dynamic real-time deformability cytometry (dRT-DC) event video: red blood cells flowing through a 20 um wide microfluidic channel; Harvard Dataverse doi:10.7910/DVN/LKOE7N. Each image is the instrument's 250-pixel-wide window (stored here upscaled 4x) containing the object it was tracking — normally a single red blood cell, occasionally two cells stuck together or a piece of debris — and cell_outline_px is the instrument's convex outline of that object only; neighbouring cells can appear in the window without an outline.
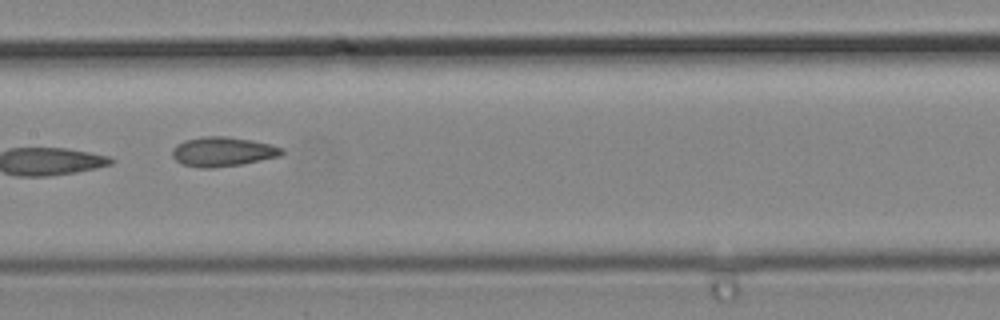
{"species": "common noctule bat (a hibernating species)", "species_latin": "Nyctalus noctula", "temperature_condition": "cold", "stored_images_in_passage": 7, "camera_frame_rate_fps": 3000, "um_per_image_px": 0.085, "animal": {"sex": "male", "body_mass_g": 19.2, "forearm_length_mm": 51.8}, "frame": {"image": 1, "passage_image": 6, "time_ms": 1.667, "image_size_px": [1000, 320], "cell_outline_px": [[284, 152], [280, 156], [244, 164], [212, 168], [200, 168], [184, 164], [176, 160], [172, 156], [172, 148], [176, 144], [184, 140], [204, 136], [224, 136], [252, 140], [284, 148]], "centroid_in_image_um": [18.92, 12.89], "position_along_channel_um": 188.5, "area_um2": 18.9}}
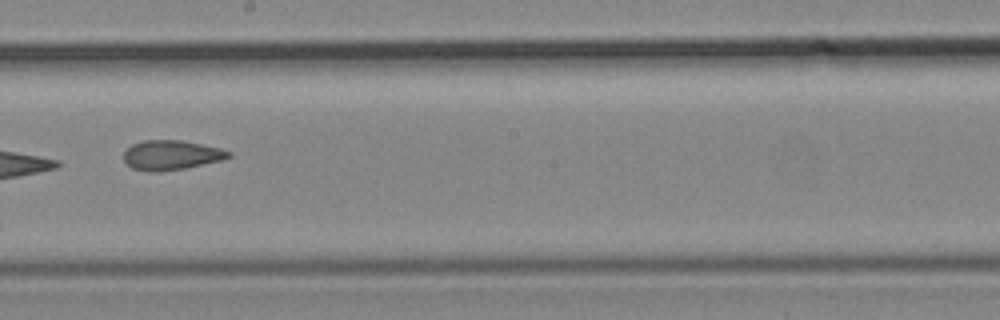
{"frame": {"image": 2, "passage_image": 7, "time_ms": 2.0, "image_size_px": [1000, 320], "cell_outline_px": [[232, 156], [220, 160], [184, 168], [160, 172], [152, 172], [132, 168], [124, 160], [124, 152], [132, 144], [144, 140], [180, 140], [220, 148], [232, 152]], "centroid_in_image_um": [14.54, 13.18], "position_along_channel_um": 233.7, "area_um2": 17.92}}